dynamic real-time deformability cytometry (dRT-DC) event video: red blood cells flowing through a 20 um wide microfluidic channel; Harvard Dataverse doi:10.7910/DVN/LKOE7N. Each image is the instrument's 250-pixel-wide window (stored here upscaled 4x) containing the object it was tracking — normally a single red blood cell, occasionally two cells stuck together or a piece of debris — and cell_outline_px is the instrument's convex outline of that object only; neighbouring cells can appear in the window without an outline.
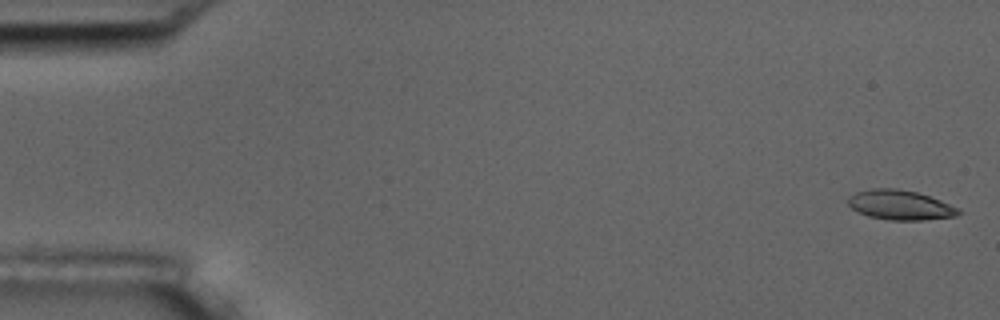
{"species": "common noctule bat (a hibernating species)", "species_latin": "Nyctalus noctula", "temperature_condition": "room temperature", "stored_images_in_passage": 3, "camera_frame_rate_fps": 3000, "um_per_image_px": 0.085, "animal": {"sex": "male", "body_mass_g": 17.5, "forearm_length_mm": 52.3}, "frame": {"image": 1, "passage_image": 1, "time_ms": 0.0, "image_size_px": [1000, 320], "cell_outline_px": [[964, 212], [956, 216], [920, 220], [888, 220], [868, 216], [856, 212], [848, 204], [848, 196], [856, 192], [872, 188], [896, 188], [916, 192], [940, 200], [960, 208]], "centroid_in_image_um": [76.51, 17.43], "position_along_channel_um": 8.5, "area_um2": 19.25}}
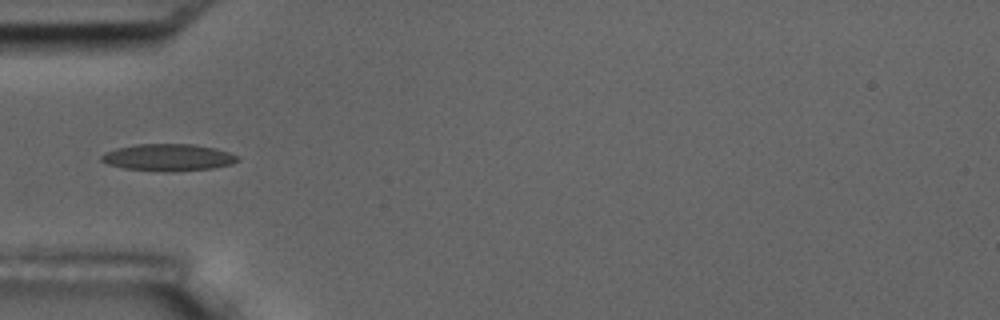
{"frame": {"image": 2, "passage_image": 3, "time_ms": 0.667, "image_size_px": [1000, 320], "cell_outline_px": [[240, 160], [232, 164], [212, 168], [172, 172], [164, 172], [124, 168], [108, 164], [100, 160], [100, 156], [104, 152], [116, 148], [136, 144], [192, 144], [216, 148], [228, 152], [236, 156]], "centroid_in_image_um": [14.27, 13.38], "position_along_channel_um": 70.7, "area_um2": 21.5}}